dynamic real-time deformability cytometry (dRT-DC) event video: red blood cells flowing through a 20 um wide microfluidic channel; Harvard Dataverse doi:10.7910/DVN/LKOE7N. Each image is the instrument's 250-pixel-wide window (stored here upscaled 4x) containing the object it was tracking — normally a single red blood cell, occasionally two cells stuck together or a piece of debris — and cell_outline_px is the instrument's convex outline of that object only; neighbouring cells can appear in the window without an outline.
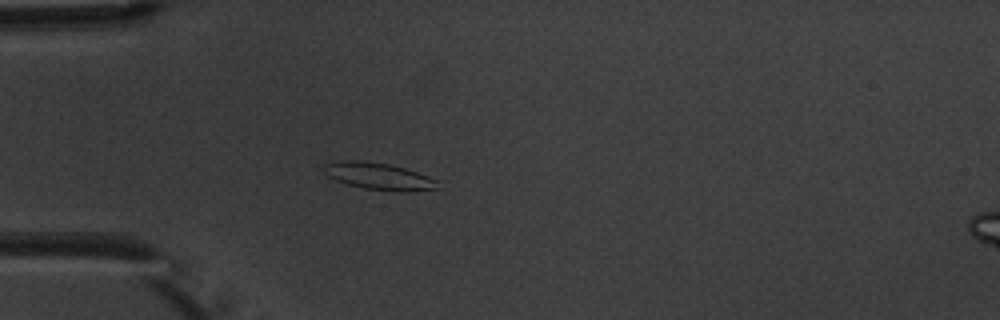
{"species": "common noctule bat (a hibernating species)", "species_latin": "Nyctalus noctula", "temperature_condition": "warm", "stored_images_in_passage": 4, "camera_frame_rate_fps": 3000, "um_per_image_px": 0.085, "animal": {"sex": "male", "body_mass_g": 20.1, "forearm_length_mm": 53.5}, "frame": {"image": 1, "passage_image": 4, "time_ms": 4.333, "image_size_px": [1000, 320], "cell_outline_px": [[440, 180], [436, 188], [408, 192], [396, 192], [364, 188], [348, 184], [336, 180], [328, 176], [320, 168], [320, 164], [340, 160], [356, 160], [388, 164], [404, 168]], "centroid_in_image_um": [32.15, 14.98], "position_along_channel_um": 52.9, "area_um2": 18.03}}